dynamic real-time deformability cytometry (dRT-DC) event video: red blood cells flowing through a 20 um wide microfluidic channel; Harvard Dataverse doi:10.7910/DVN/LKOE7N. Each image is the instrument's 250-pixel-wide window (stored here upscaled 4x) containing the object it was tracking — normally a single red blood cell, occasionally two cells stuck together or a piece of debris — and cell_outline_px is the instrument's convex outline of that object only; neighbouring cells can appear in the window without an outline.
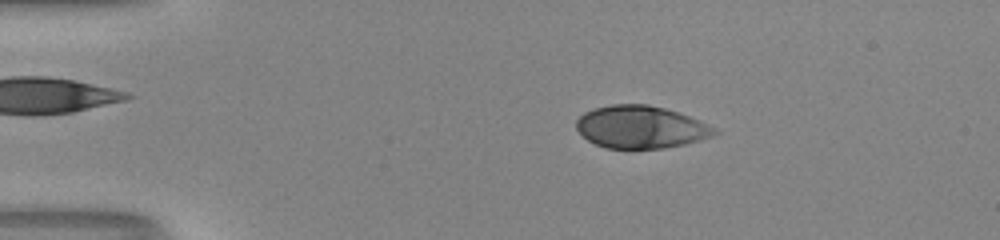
{"species": "human", "species_latin": "Homo sapiens", "temperature_condition": "room temperature", "stored_images_in_passage": 51, "camera_frame_rate_fps": 3000, "um_per_image_px": 0.085, "donor": {"sex": "male"}, "frame": {"image": 1, "passage_image": 10, "time_ms": 3.0, "image_size_px": [1000, 240], "cell_outline_px": [[720, 132], [712, 136], [700, 140], [684, 144], [664, 148], [604, 148], [588, 140], [576, 128], [576, 120], [584, 112], [596, 108], [612, 104], [648, 104], [664, 108], [700, 120], [716, 128]], "centroid_in_image_um": [54.47, 10.8], "position_along_channel_um": 30.5, "area_um2": 34.1}}
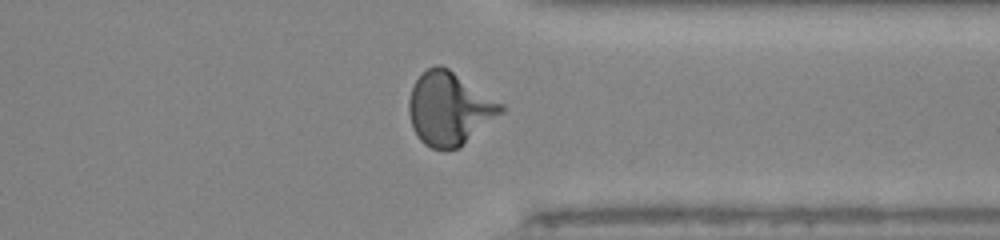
{"frame": {"image": 2, "passage_image": 40, "time_ms": 13.0, "image_size_px": [1000, 240], "cell_outline_px": [[504, 112], [460, 148], [444, 152], [432, 148], [424, 144], [416, 136], [412, 128], [408, 112], [408, 100], [412, 88], [416, 80], [428, 68], [436, 64], [440, 64], [448, 68], [504, 104]], "centroid_in_image_um": [38.19, 9.27], "position_along_channel_um": 373.2, "area_um2": 39.65}}
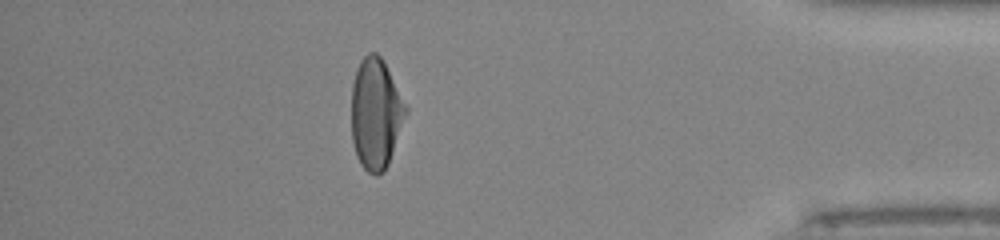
{"frame": {"image": 3, "passage_image": 45, "time_ms": 14.667, "image_size_px": [1000, 240], "cell_outline_px": [[408, 112], [388, 164], [384, 172], [376, 176], [368, 172], [360, 164], [356, 156], [352, 140], [352, 84], [360, 60], [368, 52], [376, 52], [384, 60], [408, 108]], "centroid_in_image_um": [31.95, 9.66], "position_along_channel_um": 403.3, "area_um2": 35.32}}